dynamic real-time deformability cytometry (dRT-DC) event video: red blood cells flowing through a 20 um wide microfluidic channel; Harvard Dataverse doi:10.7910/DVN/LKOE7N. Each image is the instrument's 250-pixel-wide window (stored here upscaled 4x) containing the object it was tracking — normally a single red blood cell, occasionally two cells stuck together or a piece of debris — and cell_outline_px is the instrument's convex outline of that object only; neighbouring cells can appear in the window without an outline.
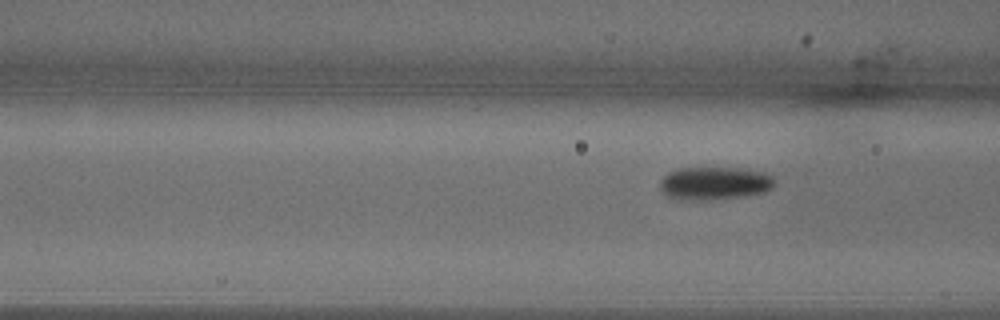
{"species": "common noctule bat (a hibernating species)", "species_latin": "Nyctalus noctula", "temperature_condition": "warm", "stored_images_in_passage": 6, "camera_frame_rate_fps": 3000, "um_per_image_px": 0.085, "animal": {"sex": "male", "body_mass_g": 18.8}, "frame": {"image": 1, "passage_image": 6, "time_ms": 1.667, "image_size_px": [1000, 320], "cell_outline_px": [[776, 184], [772, 188], [764, 192], [748, 196], [668, 196], [660, 188], [660, 180], [668, 172], [676, 168], [740, 168], [764, 172], [772, 176], [776, 180]], "centroid_in_image_um": [60.84, 15.49], "position_along_channel_um": 105.8, "area_um2": 20.81}}